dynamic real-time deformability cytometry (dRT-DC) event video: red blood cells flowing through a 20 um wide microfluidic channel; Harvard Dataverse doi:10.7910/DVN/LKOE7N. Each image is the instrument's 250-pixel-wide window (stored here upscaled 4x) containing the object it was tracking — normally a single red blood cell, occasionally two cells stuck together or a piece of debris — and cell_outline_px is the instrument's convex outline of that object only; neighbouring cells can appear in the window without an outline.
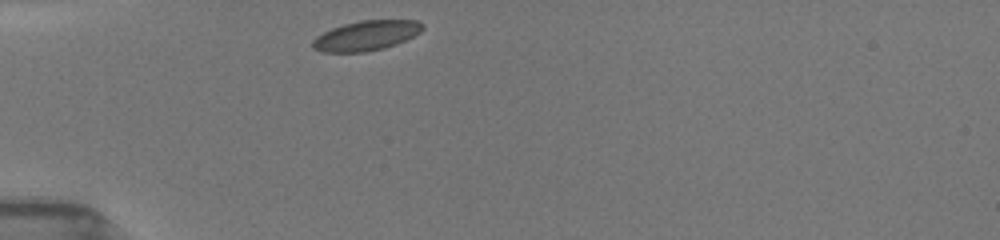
{"species": "common noctule bat (a hibernating species)", "species_latin": "Nyctalus noctula", "temperature_condition": "room temperature", "stored_images_in_passage": 21, "camera_frame_rate_fps": 3000, "um_per_image_px": 0.085, "animal": {"sex": "female", "body_mass_g": 19.5, "forearm_length_mm": 54.1}, "frame": {"image": 1, "passage_image": 1, "time_ms": 0.0, "image_size_px": [1000, 240], "cell_outline_px": [[424, 28], [420, 32], [396, 44], [384, 48], [364, 52], [320, 52], [312, 48], [312, 40], [316, 36], [332, 28], [344, 24], [360, 20], [416, 20], [424, 24]], "centroid_in_image_um": [31.1, 3.03], "position_along_channel_um": 53.9, "area_um2": 19.13}}
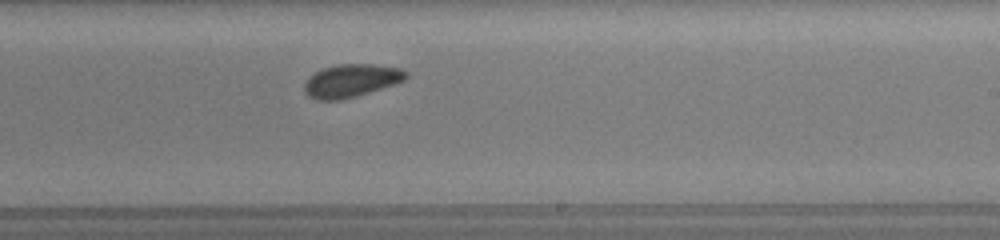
{"frame": {"image": 2, "passage_image": 14, "time_ms": 5.667, "image_size_px": [1000, 240], "cell_outline_px": [[408, 76], [404, 80], [396, 84], [356, 96], [336, 100], [320, 100], [304, 92], [304, 80], [308, 76], [324, 68], [340, 64], [372, 64], [400, 68], [408, 72]], "centroid_in_image_um": [29.87, 6.84], "position_along_channel_um": 259.1, "area_um2": 19.42}}
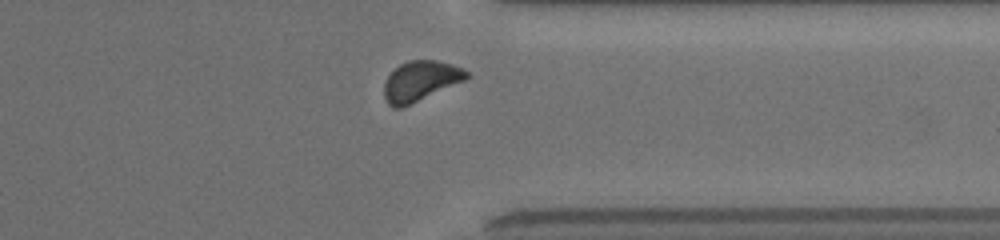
{"frame": {"image": 3, "passage_image": 19, "time_ms": 8.667, "image_size_px": [1000, 240], "cell_outline_px": [[472, 76], [464, 80], [400, 108], [392, 108], [388, 104], [384, 96], [384, 84], [388, 76], [400, 64], [408, 60], [436, 60], [452, 64], [464, 68]], "centroid_in_image_um": [35.74, 6.87], "position_along_channel_um": 375.7, "area_um2": 19.02}, "authors_computed_cell_mechanics": {"area_um2": 19.1318, "velocity_mm_per_s": 3.9029, "shape_relaxation_time_tau1_ms": 1.829, "shape_relaxation_time_tau2_ms": null, "deformation_change_tau1": 0.0411, "deformation_change_tau2": null}}